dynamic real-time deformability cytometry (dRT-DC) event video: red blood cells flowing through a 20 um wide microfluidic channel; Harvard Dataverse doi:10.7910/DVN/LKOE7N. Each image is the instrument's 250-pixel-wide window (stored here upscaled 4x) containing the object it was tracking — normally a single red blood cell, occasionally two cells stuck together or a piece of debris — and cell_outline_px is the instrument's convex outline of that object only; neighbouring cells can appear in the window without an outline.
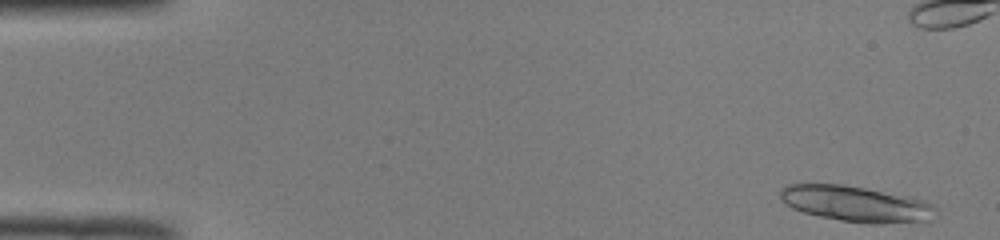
{"species": "common noctule bat (a hibernating species)", "species_latin": "Nyctalus noctula", "temperature_condition": "room temperature", "stored_images_in_passage": 40, "camera_frame_rate_fps": 3000, "um_per_image_px": 0.085, "animal": {"sex": "male", "body_mass_g": 19.0, "forearm_length_mm": 50.8}, "frame": {"image": 1, "passage_image": 1, "time_ms": 0.0, "image_size_px": [1000, 240], "cell_outline_px": [[936, 212], [932, 220], [880, 224], [868, 224], [840, 220], [820, 216], [804, 212], [792, 208], [780, 200], [780, 188], [788, 184], [844, 184], [908, 196], [924, 200], [932, 204], [936, 208]], "centroid_in_image_um": [72.76, 17.33], "position_along_channel_um": 12.2, "area_um2": 32.54}, "authors_computed_cell_mechanics": {"area_um2": 17.34, "velocity_mm_per_s": 3.9692, "shape_relaxation_time_tau1_ms": null, "shape_relaxation_time_tau2_ms": 0.9656, "deformation_change_tau1": null, "deformation_change_tau2": 0.0703}}